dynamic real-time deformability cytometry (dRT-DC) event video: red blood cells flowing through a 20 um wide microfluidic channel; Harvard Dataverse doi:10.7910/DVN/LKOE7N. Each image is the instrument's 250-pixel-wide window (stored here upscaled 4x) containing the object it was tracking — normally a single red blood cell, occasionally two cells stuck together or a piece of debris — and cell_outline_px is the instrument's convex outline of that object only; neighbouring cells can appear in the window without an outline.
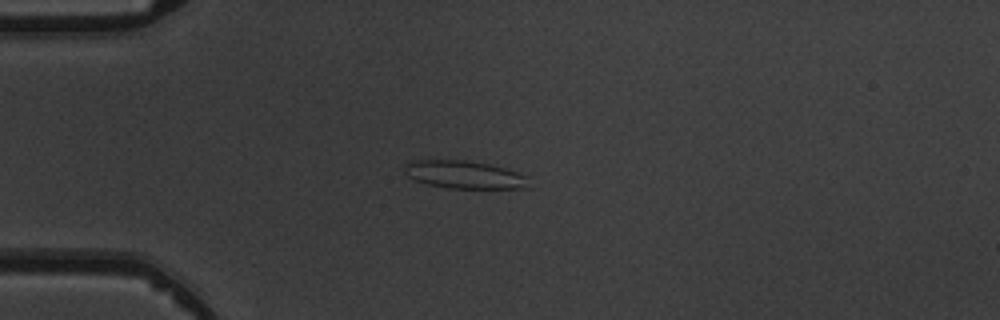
{"species": "common noctule bat (a hibernating species)", "species_latin": "Nyctalus noctula", "temperature_condition": "warm", "stored_images_in_passage": 7, "camera_frame_rate_fps": 3000, "um_per_image_px": 0.085, "animal": {"sex": "male", "body_mass_g": 19.5, "forearm_length_mm": 54.6}, "frame": {"image": 1, "passage_image": 3, "time_ms": 2.333, "image_size_px": [1000, 320], "cell_outline_px": [[528, 176], [524, 188], [448, 188], [428, 184], [416, 180], [408, 176], [404, 172], [404, 164], [408, 160], [464, 160], [488, 164], [504, 168]], "centroid_in_image_um": [39.39, 14.83], "position_along_channel_um": 45.6, "area_um2": 19.94}}
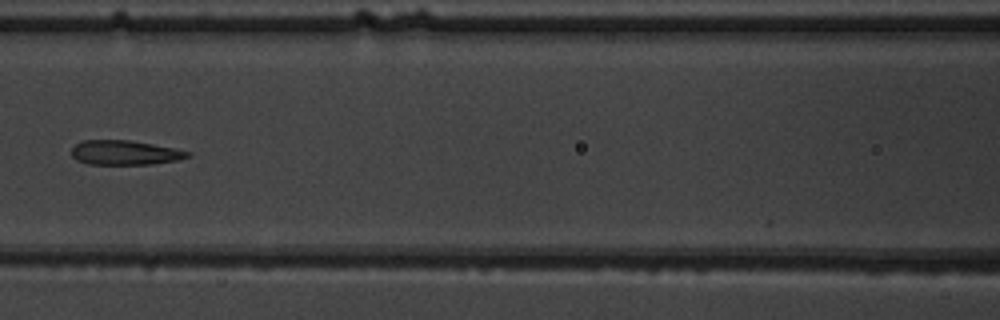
{"frame": {"image": 2, "passage_image": 6, "time_ms": 5.667, "image_size_px": [1000, 320], "cell_outline_px": [[192, 156], [176, 160], [152, 164], [88, 164], [76, 160], [72, 156], [72, 148], [76, 144], [84, 140], [128, 140], [176, 148], [192, 152]], "centroid_in_image_um": [10.64, 12.97], "position_along_channel_um": 156.0, "area_um2": 16.59}}
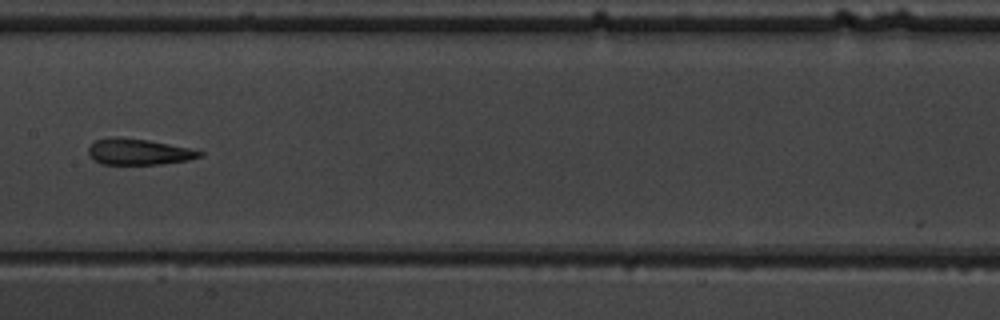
{"frame": {"image": 3, "passage_image": 7, "time_ms": 6.667, "image_size_px": [1000, 320], "cell_outline_px": [[204, 156], [188, 160], [160, 164], [104, 164], [96, 160], [88, 152], [88, 148], [96, 140], [116, 136], [148, 140], [188, 148], [204, 152]], "centroid_in_image_um": [11.82, 12.9], "position_along_channel_um": 195.6, "area_um2": 16.65}}